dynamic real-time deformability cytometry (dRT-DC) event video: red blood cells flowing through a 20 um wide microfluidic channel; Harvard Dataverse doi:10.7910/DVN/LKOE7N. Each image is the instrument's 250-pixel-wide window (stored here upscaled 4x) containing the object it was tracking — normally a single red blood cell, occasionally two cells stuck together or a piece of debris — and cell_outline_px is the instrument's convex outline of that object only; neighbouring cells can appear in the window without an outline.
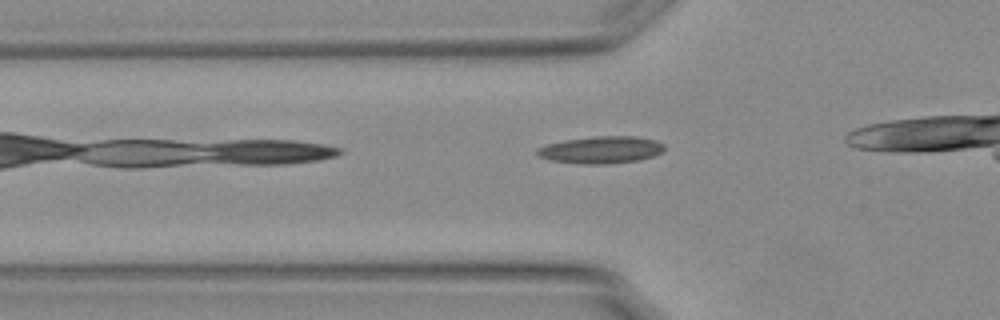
{"species": "Egyptian fruit bat (a non-hibernating species)", "species_latin": "Rousettus aegyptiacus", "temperature_condition": "warm", "stored_images_in_passage": 30, "camera_frame_rate_fps": 3000, "um_per_image_px": 0.085, "animal": {"sex": "female"}, "frame": {"image": 1, "passage_image": 5, "time_ms": 1.333, "image_size_px": [1000, 320], "cell_outline_px": [[664, 148], [660, 152], [652, 156], [636, 160], [604, 164], [580, 164], [548, 160], [536, 156], [536, 148], [548, 144], [564, 140], [596, 136], [636, 136], [656, 140], [664, 144]], "centroid_in_image_um": [51.03, 12.73], "position_along_channel_um": 74.8, "area_um2": 20.11}}